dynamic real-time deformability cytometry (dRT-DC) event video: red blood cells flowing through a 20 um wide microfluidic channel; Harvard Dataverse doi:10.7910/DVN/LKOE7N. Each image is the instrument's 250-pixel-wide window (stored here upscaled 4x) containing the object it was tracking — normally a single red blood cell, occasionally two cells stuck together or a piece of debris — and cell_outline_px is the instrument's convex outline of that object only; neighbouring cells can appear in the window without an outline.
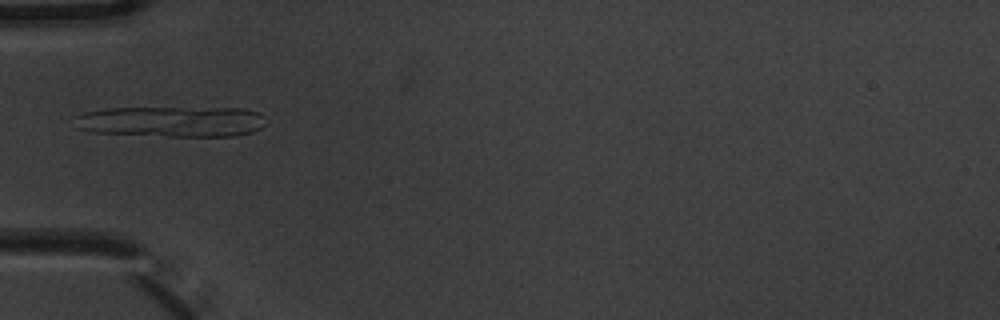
{"species": "common noctule bat (a hibernating species)", "species_latin": "Nyctalus noctula", "temperature_condition": "warm", "stored_images_in_passage": 2, "camera_frame_rate_fps": 3000, "um_per_image_px": 0.085, "animal": {"sex": "male", "body_mass_g": 20.1, "forearm_length_mm": 53.5}, "frame": {"image": 1, "passage_image": 2, "time_ms": 0.333, "image_size_px": [1000, 320], "cell_outline_px": [[268, 120], [260, 128], [252, 132], [236, 136], [168, 136], [92, 132], [76, 128], [76, 116], [84, 112], [108, 108], [244, 108], [260, 112]], "centroid_in_image_um": [14.64, 10.33], "position_along_channel_um": 70.4, "area_um2": 34.39}}